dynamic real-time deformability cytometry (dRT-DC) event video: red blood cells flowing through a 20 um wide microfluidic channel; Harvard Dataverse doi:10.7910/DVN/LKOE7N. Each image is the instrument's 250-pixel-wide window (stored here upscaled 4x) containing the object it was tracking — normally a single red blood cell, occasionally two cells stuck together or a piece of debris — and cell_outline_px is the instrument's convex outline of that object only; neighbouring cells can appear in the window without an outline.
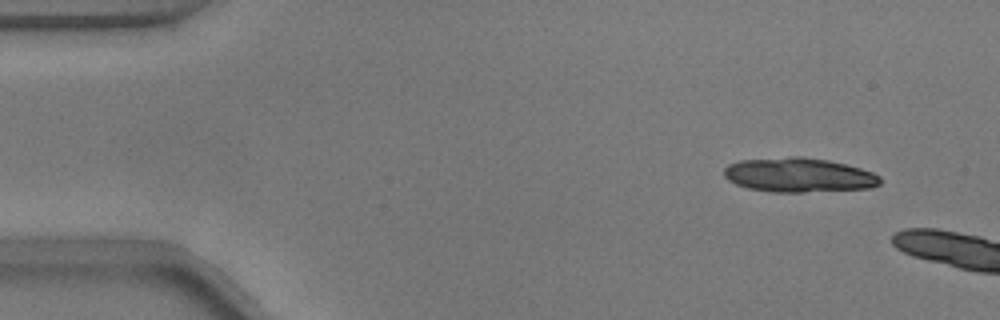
{"species": "common noctule bat (a hibernating species)", "species_latin": "Nyctalus noctula", "temperature_condition": "warm", "stored_images_in_passage": 8, "camera_frame_rate_fps": 3000, "um_per_image_px": 0.085, "animal": {"sex": "male", "body_mass_g": 17.9}, "frame": {"image": 1, "passage_image": 2, "time_ms": 0.333, "image_size_px": [1000, 320], "cell_outline_px": [[880, 184], [872, 188], [804, 192], [772, 192], [748, 188], [736, 184], [728, 180], [724, 176], [724, 168], [728, 164], [740, 160], [792, 156], [800, 156], [828, 160], [860, 168], [872, 172], [880, 176]], "centroid_in_image_um": [67.88, 14.88], "position_along_channel_um": 17.1, "area_um2": 31.33}}